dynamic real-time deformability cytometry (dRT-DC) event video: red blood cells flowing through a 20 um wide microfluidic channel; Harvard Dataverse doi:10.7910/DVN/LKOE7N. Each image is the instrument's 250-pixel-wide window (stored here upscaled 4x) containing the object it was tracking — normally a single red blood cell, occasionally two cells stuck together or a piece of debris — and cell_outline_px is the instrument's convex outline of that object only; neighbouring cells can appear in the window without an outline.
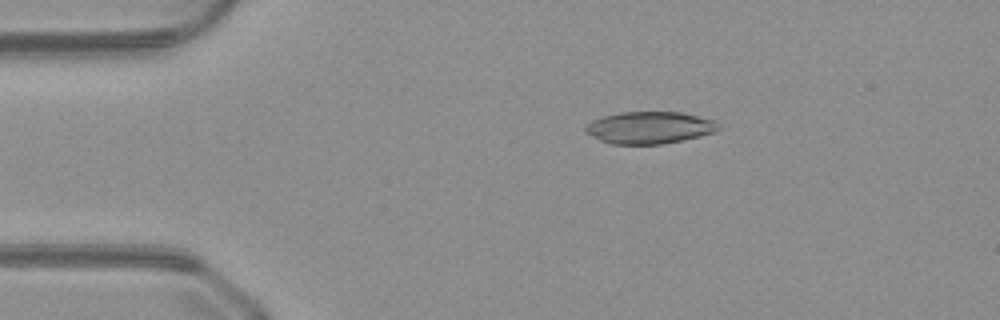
{"species": "common noctule bat (a hibernating species)", "species_latin": "Nyctalus noctula", "temperature_condition": "warm", "stored_images_in_passage": 49, "camera_frame_rate_fps": 3000, "um_per_image_px": 0.085, "animal": {"sex": "male", "body_mass_g": 23.1, "forearm_length_mm": 52.7}, "frame": {"image": 1, "passage_image": 9, "time_ms": 2.667, "image_size_px": [1000, 320], "cell_outline_px": [[720, 128], [712, 132], [700, 136], [684, 140], [664, 144], [612, 144], [600, 140], [584, 132], [584, 128], [592, 120], [604, 116], [620, 112], [680, 112], [716, 120]], "centroid_in_image_um": [55.2, 10.85], "position_along_channel_um": 29.8, "area_um2": 24.85}}
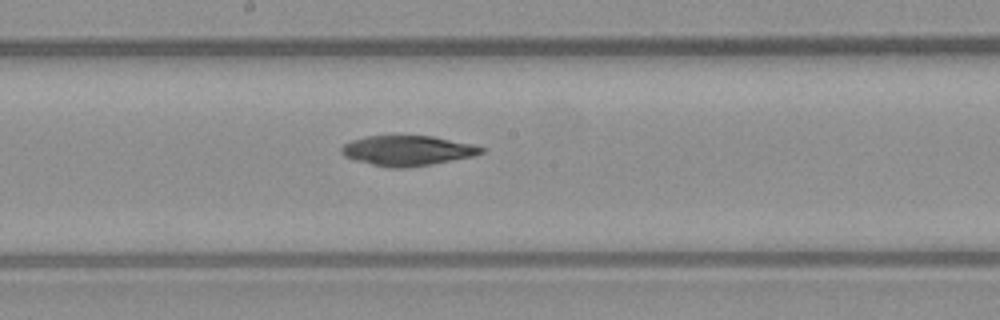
{"frame": {"image": 2, "passage_image": 26, "time_ms": 8.333, "image_size_px": [1000, 320], "cell_outline_px": [[484, 152], [472, 156], [428, 164], [404, 168], [388, 168], [356, 160], [344, 156], [340, 152], [340, 148], [344, 144], [352, 140], [368, 136], [432, 136], [472, 144], [484, 148]], "centroid_in_image_um": [34.59, 12.8], "position_along_channel_um": 213.6, "area_um2": 24.1}}
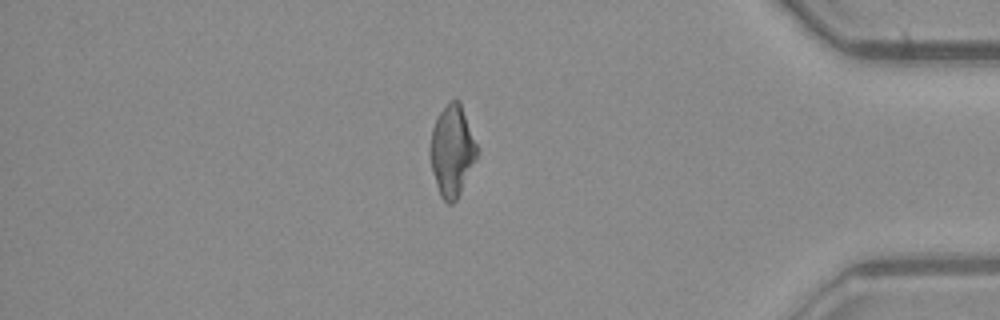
{"frame": {"image": 3, "passage_image": 42, "time_ms": 13.667, "image_size_px": [1000, 320], "cell_outline_px": [[476, 160], [456, 200], [452, 204], [448, 204], [440, 196], [432, 172], [428, 152], [428, 148], [432, 128], [440, 112], [456, 96], [460, 100], [476, 144]], "centroid_in_image_um": [38.39, 12.82], "position_along_channel_um": 396.8, "area_um2": 24.74}}